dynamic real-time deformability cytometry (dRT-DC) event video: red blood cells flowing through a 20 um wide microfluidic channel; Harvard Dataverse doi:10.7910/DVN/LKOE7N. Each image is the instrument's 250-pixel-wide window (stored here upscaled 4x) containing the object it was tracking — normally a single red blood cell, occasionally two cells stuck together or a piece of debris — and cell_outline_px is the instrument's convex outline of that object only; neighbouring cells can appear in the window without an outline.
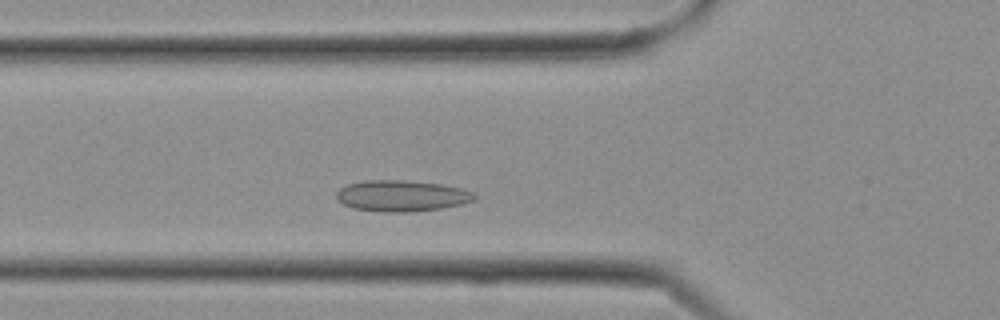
{"species": "Egyptian fruit bat (a non-hibernating species)", "species_latin": "Rousettus aegyptiacus", "temperature_condition": "cold", "stored_images_in_passage": 7, "camera_frame_rate_fps": 3000, "um_per_image_px": 0.085, "frame": {"image": 1, "passage_image": 5, "time_ms": 1.333, "image_size_px": [1000, 320], "cell_outline_px": [[476, 196], [472, 200], [460, 204], [440, 208], [404, 212], [384, 212], [352, 208], [336, 200], [336, 192], [340, 188], [348, 184], [364, 180], [404, 180], [440, 184], [460, 188], [476, 192]], "centroid_in_image_um": [34.1, 16.64], "position_along_channel_um": 91.7, "area_um2": 24.91}}
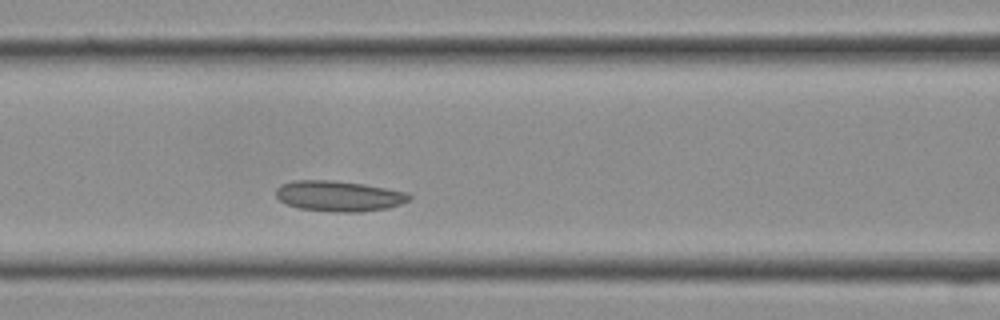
{"frame": {"image": 2, "passage_image": 7, "time_ms": 2.0, "image_size_px": [1000, 320], "cell_outline_px": [[412, 196], [408, 200], [400, 204], [388, 208], [356, 212], [336, 212], [300, 208], [288, 204], [280, 200], [276, 196], [276, 188], [280, 184], [292, 180], [332, 180], [364, 184], [404, 192]], "centroid_in_image_um": [28.76, 16.65], "position_along_channel_um": 137.8, "area_um2": 23.52}}